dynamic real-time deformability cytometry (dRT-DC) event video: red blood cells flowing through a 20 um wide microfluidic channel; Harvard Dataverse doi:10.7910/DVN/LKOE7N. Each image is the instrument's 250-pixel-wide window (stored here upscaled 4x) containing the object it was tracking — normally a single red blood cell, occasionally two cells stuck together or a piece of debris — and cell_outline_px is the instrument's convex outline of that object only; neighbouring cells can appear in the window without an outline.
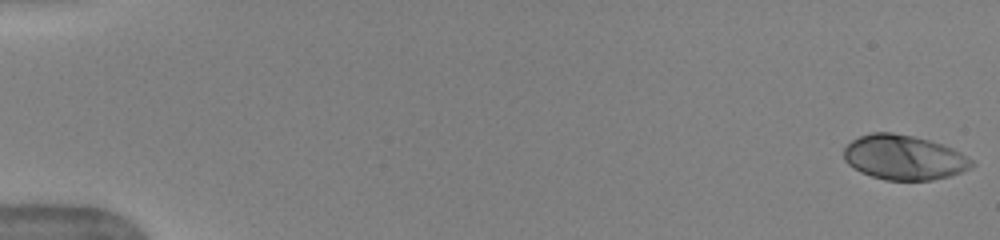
{"species": "human", "species_latin": "Homo sapiens", "temperature_condition": "warm", "stored_images_in_passage": 52, "camera_frame_rate_fps": 3000, "um_per_image_px": 0.085, "donor": {"sex": "female"}, "frame": {"image": 1, "passage_image": 1, "time_ms": 0.0, "image_size_px": [1000, 240], "cell_outline_px": [[976, 164], [972, 168], [948, 176], [932, 180], [884, 180], [860, 172], [848, 164], [844, 160], [844, 148], [852, 140], [860, 136], [872, 132], [892, 132], [912, 136], [928, 140], [952, 148], [960, 152], [972, 160]], "centroid_in_image_um": [76.82, 13.39], "position_along_channel_um": 8.2, "area_um2": 33.23}}
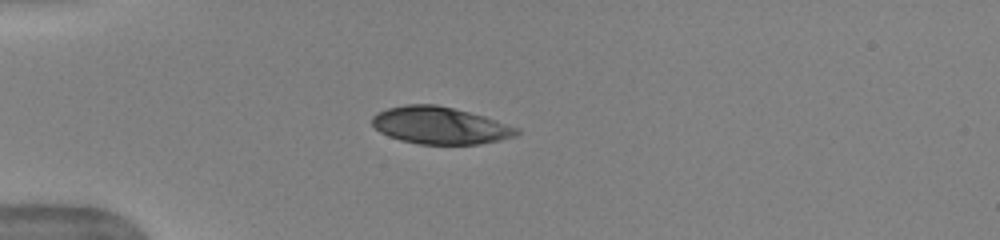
{"frame": {"image": 2, "passage_image": 15, "time_ms": 4.667, "image_size_px": [1000, 240], "cell_outline_px": [[520, 132], [516, 136], [500, 140], [480, 144], [420, 144], [400, 140], [388, 136], [380, 132], [372, 124], [372, 116], [376, 112], [388, 108], [408, 104], [436, 104], [484, 116], [520, 128]], "centroid_in_image_um": [37.4, 10.67], "position_along_channel_um": 47.6, "area_um2": 31.33}}
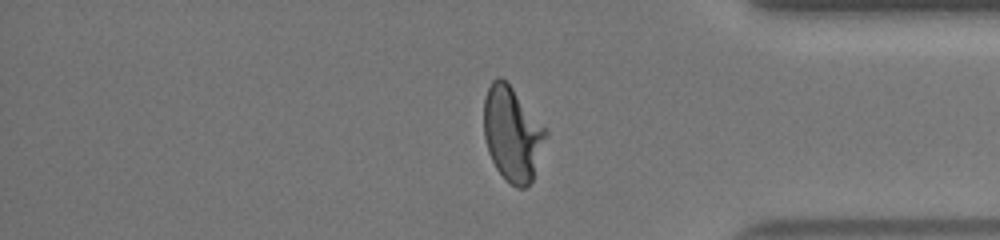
{"frame": {"image": 3, "passage_image": 44, "time_ms": 14.333, "image_size_px": [1000, 240], "cell_outline_px": [[548, 132], [532, 180], [524, 188], [516, 188], [496, 168], [488, 152], [484, 136], [484, 96], [492, 80], [496, 76], [500, 76], [512, 88], [548, 128]], "centroid_in_image_um": [43.55, 11.34], "position_along_channel_um": 391.7, "area_um2": 33.93}, "authors_computed_cell_mechanics": {"area_um2": 33.1772, "velocity_mm_per_s": 3.9336, "shape_relaxation_time_tau1_ms": 4.2865, "shape_relaxation_time_tau2_ms": null, "deformation_change_tau1": 0.2005, "deformation_change_tau2": null}}